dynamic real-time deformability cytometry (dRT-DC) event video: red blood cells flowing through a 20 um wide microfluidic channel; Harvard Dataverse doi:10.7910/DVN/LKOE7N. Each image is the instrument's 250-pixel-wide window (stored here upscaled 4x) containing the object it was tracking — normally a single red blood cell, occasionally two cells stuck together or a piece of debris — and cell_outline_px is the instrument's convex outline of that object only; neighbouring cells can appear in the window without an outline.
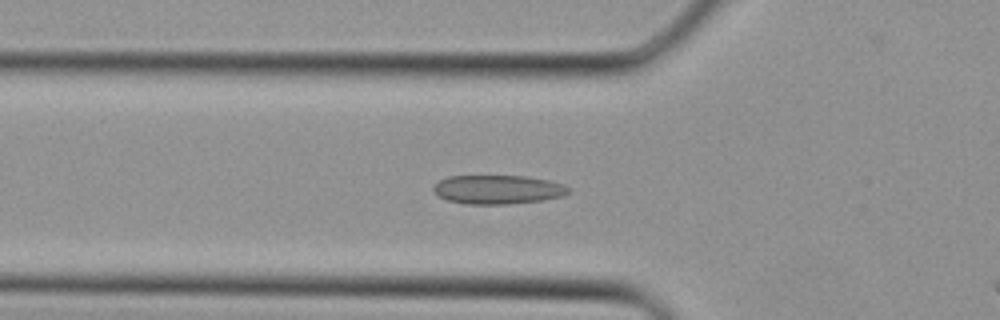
{"species": "Egyptian fruit bat (a non-hibernating species)", "species_latin": "Rousettus aegyptiacus", "temperature_condition": "cold", "stored_images_in_passage": 33, "camera_frame_rate_fps": 3000, "um_per_image_px": 0.085, "animal": {"sex": "female"}, "frame": {"image": 1, "passage_image": 12, "time_ms": 3.667, "image_size_px": [1000, 320], "cell_outline_px": [[568, 192], [560, 196], [544, 200], [508, 204], [464, 204], [448, 200], [440, 196], [432, 188], [440, 180], [448, 176], [528, 176], [548, 180], [564, 184], [568, 188]], "centroid_in_image_um": [42.31, 16.11], "position_along_channel_um": 83.5, "area_um2": 22.6}}
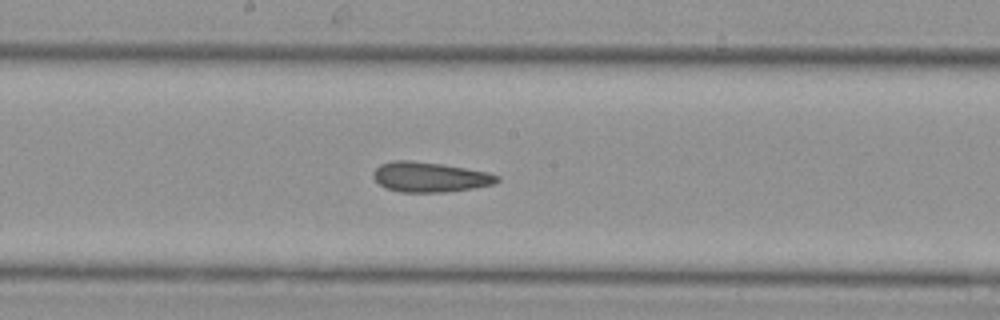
{"frame": {"image": 2, "passage_image": 19, "time_ms": 6.0, "image_size_px": [1000, 320], "cell_outline_px": [[500, 180], [496, 184], [472, 188], [444, 192], [400, 192], [388, 188], [380, 184], [372, 176], [372, 172], [380, 164], [392, 160], [408, 160], [440, 164], [488, 172], [500, 176]], "centroid_in_image_um": [36.54, 15.05], "position_along_channel_um": 211.7, "area_um2": 21.56}}
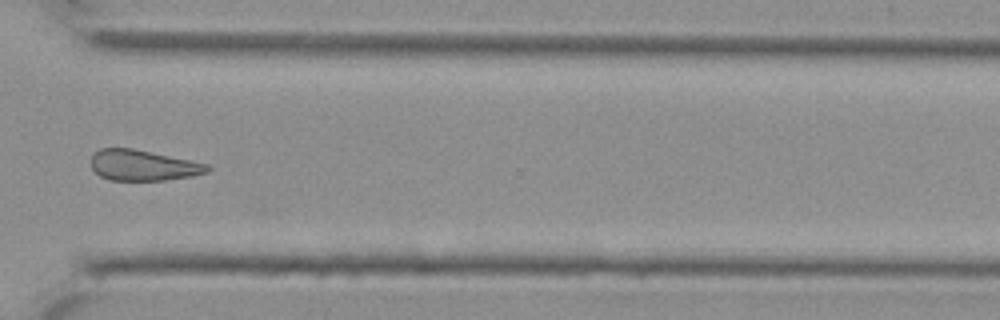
{"frame": {"image": 3, "passage_image": 27, "time_ms": 8.667, "image_size_px": [1000, 320], "cell_outline_px": [[212, 168], [208, 172], [192, 176], [164, 180], [108, 180], [100, 176], [92, 168], [92, 156], [100, 148], [132, 148], [208, 164]], "centroid_in_image_um": [12.17, 14.06], "position_along_channel_um": 358.4, "area_um2": 20.63}}